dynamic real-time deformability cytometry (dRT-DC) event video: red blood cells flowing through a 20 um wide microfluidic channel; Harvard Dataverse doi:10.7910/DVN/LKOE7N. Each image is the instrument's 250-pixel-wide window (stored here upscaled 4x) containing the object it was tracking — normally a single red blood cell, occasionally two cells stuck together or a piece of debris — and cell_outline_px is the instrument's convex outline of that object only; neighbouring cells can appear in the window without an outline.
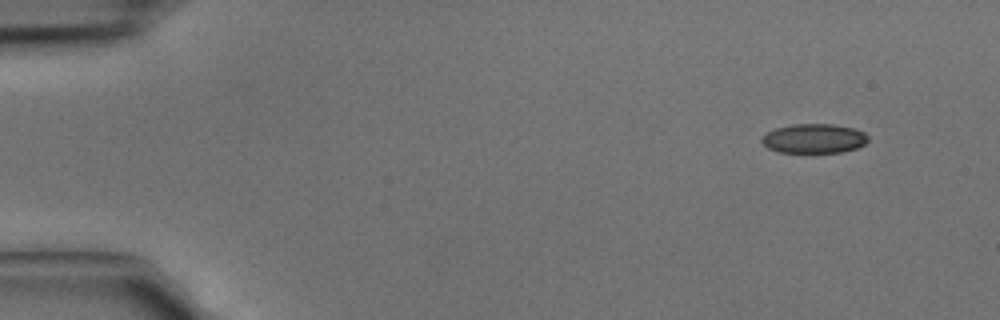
{"species": "common noctule bat (a hibernating species)", "species_latin": "Nyctalus noctula", "temperature_condition": "cold", "stored_images_in_passage": 4, "camera_frame_rate_fps": 3000, "um_per_image_px": 0.085, "animal": {"sex": "male", "body_mass_g": 15.6}, "frame": {"image": 1, "passage_image": 1, "time_ms": 0.0, "image_size_px": [1000, 320], "cell_outline_px": [[868, 140], [864, 144], [856, 148], [840, 152], [780, 152], [768, 148], [760, 140], [768, 132], [776, 128], [792, 124], [832, 124], [852, 128], [864, 132], [868, 136]], "centroid_in_image_um": [69.19, 11.77], "position_along_channel_um": 15.8, "area_um2": 17.98}}
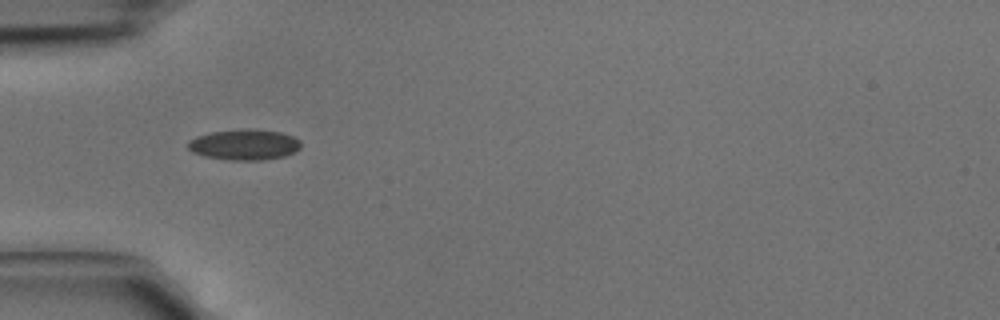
{"frame": {"image": 2, "passage_image": 4, "time_ms": 1.0, "image_size_px": [1000, 320], "cell_outline_px": [[300, 148], [296, 152], [284, 156], [260, 160], [228, 160], [204, 156], [192, 152], [188, 148], [188, 140], [196, 136], [212, 132], [280, 132], [292, 136], [300, 140]], "centroid_in_image_um": [20.75, 12.35], "position_along_channel_um": 64.3, "area_um2": 19.25}}